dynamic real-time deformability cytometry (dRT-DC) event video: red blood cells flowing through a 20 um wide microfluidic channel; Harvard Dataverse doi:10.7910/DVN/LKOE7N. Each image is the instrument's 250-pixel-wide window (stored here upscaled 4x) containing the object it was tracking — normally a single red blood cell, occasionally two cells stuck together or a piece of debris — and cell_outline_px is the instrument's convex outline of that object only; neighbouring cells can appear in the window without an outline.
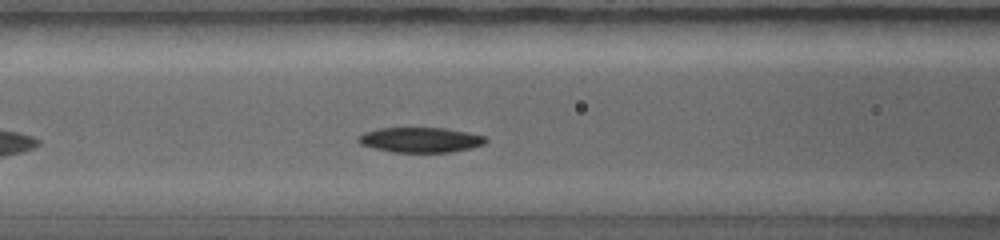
{"species": "common noctule bat (a hibernating species)", "species_latin": "Nyctalus noctula", "temperature_condition": "warm", "stored_images_in_passage": 23, "camera_frame_rate_fps": 5000, "um_per_image_px": 0.085, "animal": {"sex": "female", "body_mass_g": 19.0, "forearm_length_mm": 56.7}, "frame": {"image": 1, "passage_image": 7, "time_ms": 2.4, "image_size_px": [1000, 240], "cell_outline_px": [[488, 140], [484, 144], [472, 148], [452, 152], [392, 152], [360, 144], [356, 140], [356, 136], [364, 132], [376, 128], [444, 128], [468, 132], [484, 136]], "centroid_in_image_um": [35.72, 11.88], "position_along_channel_um": 130.9, "area_um2": 18.73}}
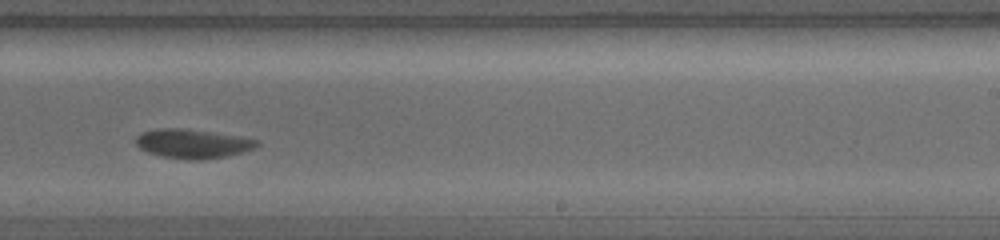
{"frame": {"image": 2, "passage_image": 13, "time_ms": 4.8, "image_size_px": [1000, 240], "cell_outline_px": [[260, 144], [256, 148], [228, 156], [200, 160], [188, 160], [160, 156], [148, 152], [140, 148], [136, 144], [136, 136], [140, 132], [156, 128], [184, 128], [216, 132], [240, 136], [260, 140]], "centroid_in_image_um": [16.4, 12.2], "position_along_channel_um": 272.6, "area_um2": 20.98}}